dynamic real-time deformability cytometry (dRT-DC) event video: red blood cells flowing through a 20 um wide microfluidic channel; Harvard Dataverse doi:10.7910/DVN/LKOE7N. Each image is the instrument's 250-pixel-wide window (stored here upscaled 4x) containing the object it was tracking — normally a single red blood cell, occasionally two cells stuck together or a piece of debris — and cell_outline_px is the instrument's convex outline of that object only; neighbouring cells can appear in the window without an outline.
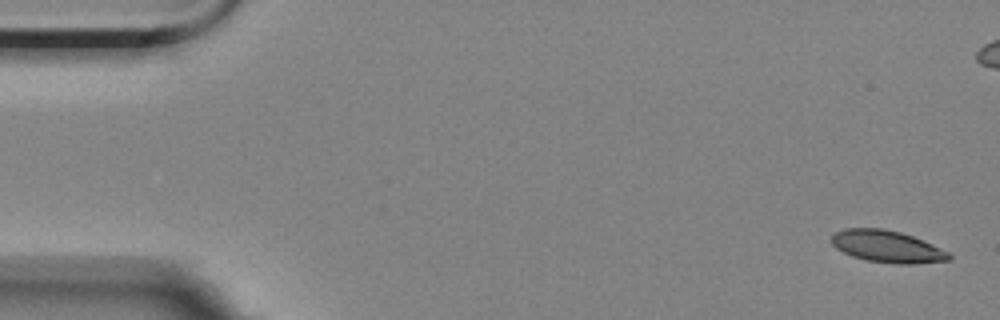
{"species": "Egyptian fruit bat (a non-hibernating species)", "species_latin": "Rousettus aegyptiacus", "temperature_condition": "room temperature", "stored_images_in_passage": 5, "camera_frame_rate_fps": 3000, "um_per_image_px": 0.085, "animal": {"sex": "female"}, "frame": {"image": 1, "passage_image": 1, "time_ms": 0.0, "image_size_px": [1000, 320], "cell_outline_px": [[952, 260], [916, 264], [896, 264], [868, 260], [852, 256], [836, 248], [832, 244], [832, 236], [836, 232], [844, 228], [884, 228], [900, 232], [912, 236], [932, 244], [948, 252], [952, 256]], "centroid_in_image_um": [75.43, 20.96], "position_along_channel_um": 9.6, "area_um2": 21.85}}
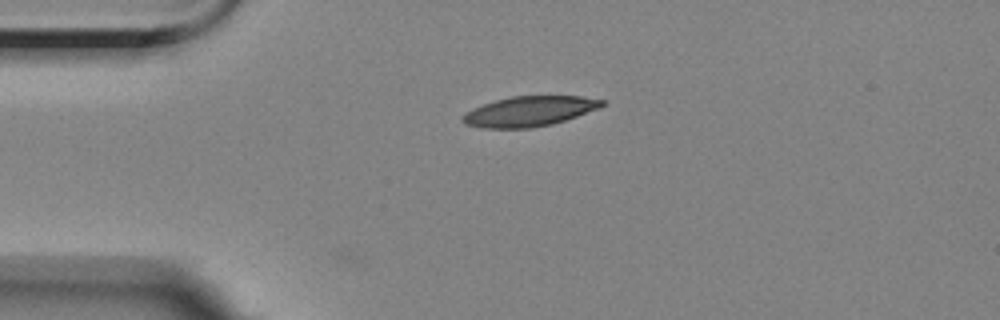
{"frame": {"image": 2, "passage_image": 5, "time_ms": 6.0, "image_size_px": [1000, 320], "cell_outline_px": [[604, 104], [600, 108], [552, 124], [532, 128], [484, 128], [464, 124], [460, 120], [460, 116], [464, 112], [472, 108], [496, 100], [512, 96], [580, 96], [604, 100]], "centroid_in_image_um": [44.94, 9.46], "position_along_channel_um": 40.1, "area_um2": 24.45}}